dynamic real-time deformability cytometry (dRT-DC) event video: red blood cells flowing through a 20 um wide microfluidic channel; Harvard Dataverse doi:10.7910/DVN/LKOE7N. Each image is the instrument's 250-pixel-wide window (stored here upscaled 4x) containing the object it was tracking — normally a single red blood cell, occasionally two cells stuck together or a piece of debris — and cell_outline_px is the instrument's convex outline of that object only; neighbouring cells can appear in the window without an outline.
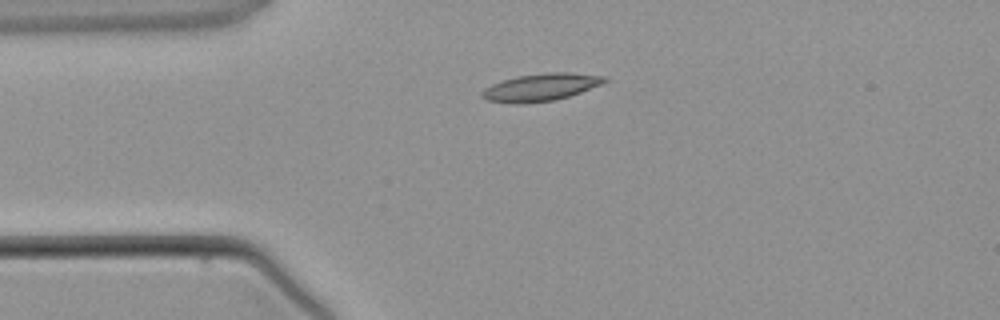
{"species": "common noctule bat (a hibernating species)", "species_latin": "Nyctalus noctula", "temperature_condition": "warm", "stored_images_in_passage": 1, "camera_frame_rate_fps": 3000, "um_per_image_px": 0.085, "animal": {"sex": "male", "body_mass_g": 21.5, "forearm_length_mm": 52.0}, "frame": {"image": 1, "passage_image": 1, "time_ms": 0.0, "image_size_px": [1000, 320], "cell_outline_px": [[608, 80], [604, 84], [556, 100], [520, 104], [512, 104], [488, 100], [480, 96], [480, 92], [484, 88], [500, 80], [520, 76], [548, 72], [572, 72], [608, 76]], "centroid_in_image_um": [45.99, 7.41], "position_along_channel_um": 39.0, "area_um2": 19.88}}